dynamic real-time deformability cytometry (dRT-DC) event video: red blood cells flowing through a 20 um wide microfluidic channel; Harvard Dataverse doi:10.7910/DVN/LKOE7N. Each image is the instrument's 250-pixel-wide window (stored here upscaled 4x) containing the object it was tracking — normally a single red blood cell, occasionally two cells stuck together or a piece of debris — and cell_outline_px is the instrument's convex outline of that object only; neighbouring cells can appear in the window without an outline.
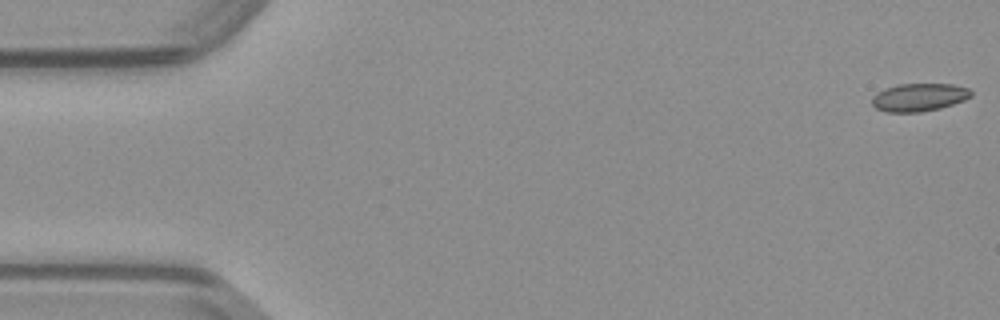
{"species": "common noctule bat (a hibernating species)", "species_latin": "Nyctalus noctula", "temperature_condition": "warm", "stored_images_in_passage": 49, "camera_frame_rate_fps": 3000, "um_per_image_px": 0.085, "animal": {"sex": "male", "body_mass_g": 23.1, "forearm_length_mm": 52.7}, "frame": {"image": 1, "passage_image": 1, "time_ms": 0.0, "image_size_px": [1000, 320], "cell_outline_px": [[972, 96], [964, 100], [940, 108], [920, 112], [884, 112], [876, 108], [872, 104], [872, 96], [876, 92], [884, 88], [900, 84], [952, 84], [968, 88], [972, 92]], "centroid_in_image_um": [78.09, 8.27], "position_along_channel_um": 6.9, "area_um2": 16.18}}
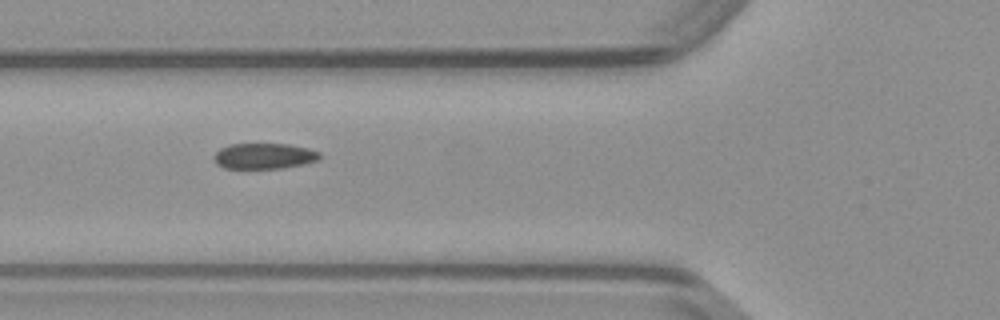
{"frame": {"image": 2, "passage_image": 18, "time_ms": 5.667, "image_size_px": [1000, 320], "cell_outline_px": [[324, 156], [320, 160], [304, 164], [284, 168], [224, 168], [216, 164], [212, 156], [220, 148], [228, 144], [288, 144], [308, 148], [320, 152]], "centroid_in_image_um": [22.48, 13.26], "position_along_channel_um": 103.3, "area_um2": 16.13}}
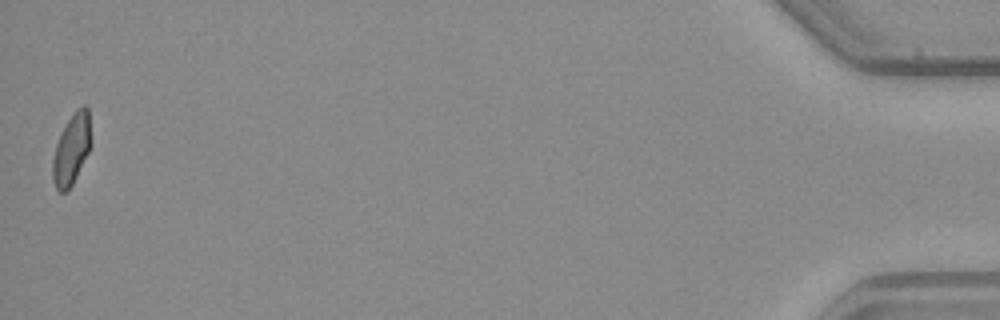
{"frame": {"image": 3, "passage_image": 49, "time_ms": 16.0, "image_size_px": [1000, 320], "cell_outline_px": [[92, 144], [72, 184], [64, 192], [60, 192], [56, 188], [52, 180], [52, 160], [56, 144], [68, 120], [76, 108], [84, 104], [88, 108]], "centroid_in_image_um": [6.09, 12.66], "position_along_channel_um": 429.1, "area_um2": 15.66}}